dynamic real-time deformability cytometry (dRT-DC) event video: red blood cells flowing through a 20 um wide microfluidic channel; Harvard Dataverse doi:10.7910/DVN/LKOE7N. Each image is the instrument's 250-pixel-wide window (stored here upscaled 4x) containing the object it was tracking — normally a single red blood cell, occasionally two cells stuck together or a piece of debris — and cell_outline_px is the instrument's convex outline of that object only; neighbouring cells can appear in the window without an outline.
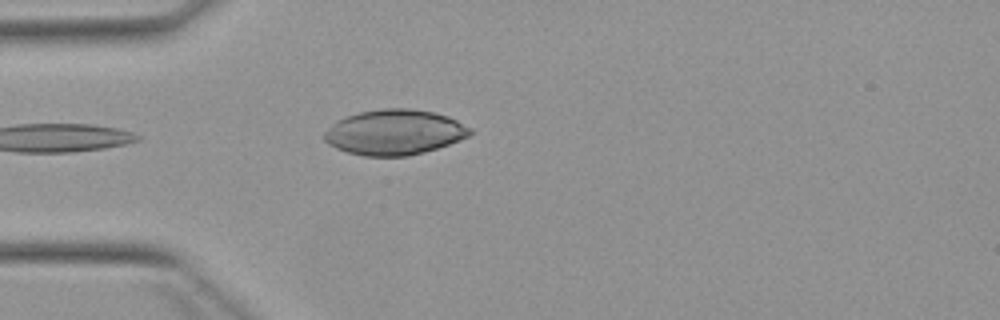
{"species": "Egyptian fruit bat (a non-hibernating species)", "species_latin": "Rousettus aegyptiacus", "temperature_condition": "warm", "stored_images_in_passage": 2, "camera_frame_rate_fps": 3000, "um_per_image_px": 0.085, "animal": {"sex": "female"}, "frame": {"image": 1, "passage_image": 2, "time_ms": 1.333, "image_size_px": [1000, 320], "cell_outline_px": [[476, 132], [460, 140], [424, 152], [408, 156], [364, 156], [348, 152], [336, 148], [328, 144], [324, 140], [324, 132], [332, 124], [348, 116], [360, 112], [384, 108], [408, 108], [432, 112], [448, 116], [472, 128]], "centroid_in_image_um": [33.55, 11.24], "position_along_channel_um": 51.4, "area_um2": 38.32}}